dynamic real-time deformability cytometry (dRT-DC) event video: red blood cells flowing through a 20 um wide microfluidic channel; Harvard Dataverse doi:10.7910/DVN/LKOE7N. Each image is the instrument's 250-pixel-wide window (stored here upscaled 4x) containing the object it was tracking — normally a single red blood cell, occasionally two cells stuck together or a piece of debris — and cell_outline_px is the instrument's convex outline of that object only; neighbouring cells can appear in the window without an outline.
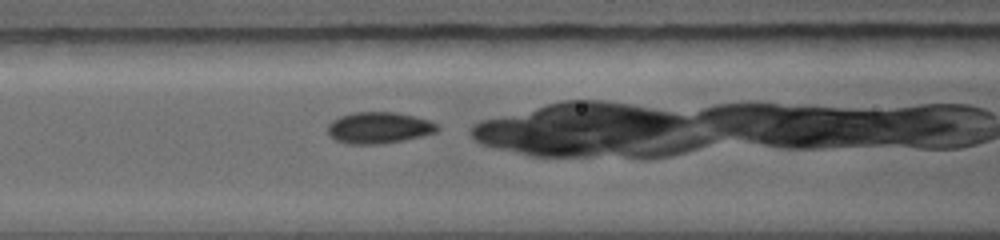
{"species": "common noctule bat (a hibernating species)", "species_latin": "Nyctalus noctula", "temperature_condition": "warm", "stored_images_in_passage": 21, "camera_frame_rate_fps": 5000, "um_per_image_px": 0.085, "animal": {"sex": "female", "body_mass_g": 19.0, "forearm_length_mm": 56.7}, "frame": {"image": 1, "passage_image": 4, "time_ms": 1.4, "image_size_px": [1000, 240], "cell_outline_px": [[436, 132], [400, 140], [380, 144], [352, 144], [340, 140], [332, 136], [328, 132], [328, 124], [332, 120], [340, 116], [352, 112], [396, 112], [428, 120], [436, 124]], "centroid_in_image_um": [32.16, 10.84], "position_along_channel_um": 134.4, "area_um2": 19.48}}
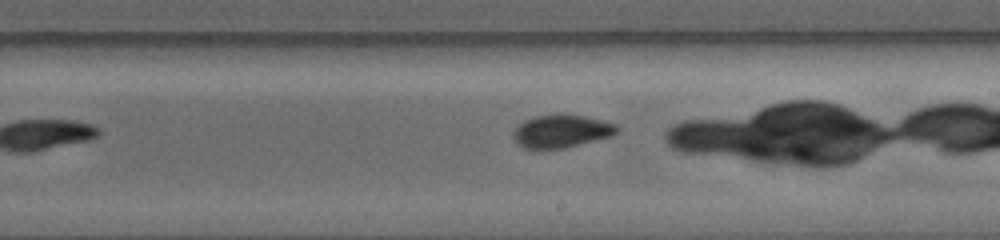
{"frame": {"image": 2, "passage_image": 10, "time_ms": 3.8, "image_size_px": [1000, 240], "cell_outline_px": [[616, 132], [608, 136], [564, 148], [524, 148], [516, 140], [516, 128], [520, 124], [536, 116], [556, 112], [564, 112], [588, 116], [616, 124]], "centroid_in_image_um": [47.75, 11.1], "position_along_channel_um": 241.3, "area_um2": 19.48}}